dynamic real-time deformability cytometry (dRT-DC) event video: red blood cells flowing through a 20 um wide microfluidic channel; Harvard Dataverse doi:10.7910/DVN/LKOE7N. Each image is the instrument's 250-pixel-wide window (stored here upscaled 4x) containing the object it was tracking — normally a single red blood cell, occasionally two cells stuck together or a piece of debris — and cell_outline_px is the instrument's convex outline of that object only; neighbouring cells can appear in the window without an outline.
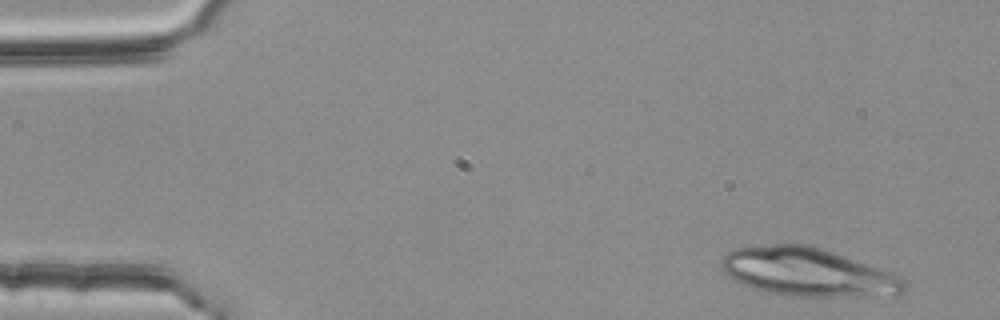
{"species": "common noctule bat (a hibernating species)", "species_latin": "Nyctalus noctula", "temperature_condition": "room temperature", "stored_images_in_passage": 4, "camera_frame_rate_fps": 3000, "um_per_image_px": 0.085, "animal": {"sex": "female", "body_mass_g": 25.1}, "frame": {"image": 1, "passage_image": 1, "time_ms": 0.0, "image_size_px": [1000, 320], "cell_outline_px": [[908, 288], [900, 296], [788, 296], [752, 288], [728, 276], [720, 268], [720, 264], [724, 256], [732, 248], [772, 244], [808, 244], [892, 272], [900, 276], [908, 284]], "centroid_in_image_um": [68.71, 23.14], "position_along_channel_um": 16.3, "area_um2": 51.73}}